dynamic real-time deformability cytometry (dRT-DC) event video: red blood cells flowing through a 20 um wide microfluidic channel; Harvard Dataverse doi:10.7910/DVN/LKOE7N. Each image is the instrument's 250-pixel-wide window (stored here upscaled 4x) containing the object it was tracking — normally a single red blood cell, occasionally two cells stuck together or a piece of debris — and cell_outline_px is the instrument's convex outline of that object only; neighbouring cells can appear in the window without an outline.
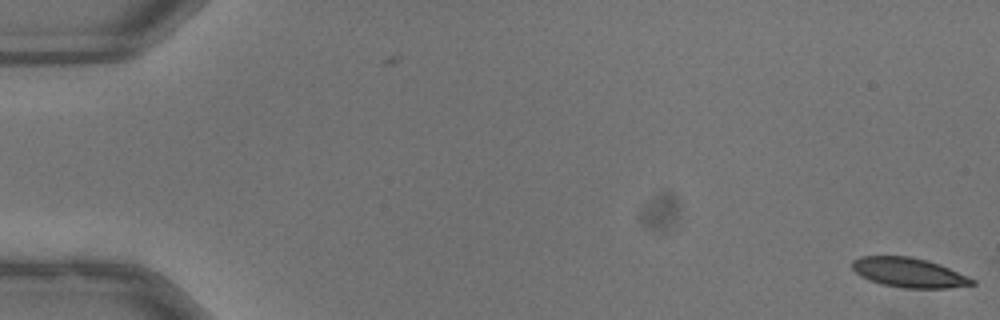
{"species": "common noctule bat (a hibernating species)", "species_latin": "Nyctalus noctula", "temperature_condition": "warm", "stored_images_in_passage": 4, "camera_frame_rate_fps": 3000, "um_per_image_px": 0.085, "animal": {"sex": "male", "body_mass_g": 13.3}, "frame": {"image": 1, "passage_image": 4, "time_ms": 1.0, "image_size_px": [1000, 320], "cell_outline_px": [[976, 284], [948, 288], [904, 288], [880, 284], [868, 280], [860, 276], [852, 268], [852, 260], [860, 256], [908, 256], [928, 260], [940, 264], [976, 280]], "centroid_in_image_um": [77.24, 23.17], "position_along_channel_um": 7.8, "area_um2": 20.81}}